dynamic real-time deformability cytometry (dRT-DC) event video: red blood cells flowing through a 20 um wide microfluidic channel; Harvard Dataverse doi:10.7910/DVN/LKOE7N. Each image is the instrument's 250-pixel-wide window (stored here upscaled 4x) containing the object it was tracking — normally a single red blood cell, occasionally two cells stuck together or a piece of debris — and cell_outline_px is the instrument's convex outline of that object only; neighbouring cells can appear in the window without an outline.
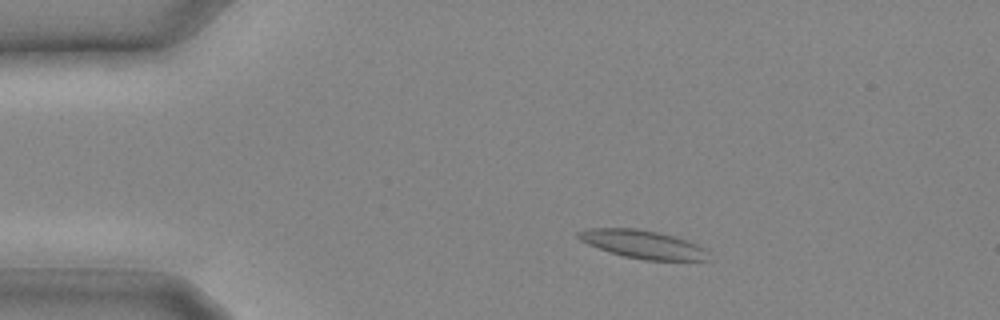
{"species": "common noctule bat (a hibernating species)", "species_latin": "Nyctalus noctula", "temperature_condition": "cold", "stored_images_in_passage": 14, "camera_frame_rate_fps": 3000, "um_per_image_px": 0.085, "animal": {"sex": "male", "body_mass_g": 20.4}, "frame": {"image": 1, "passage_image": 5, "time_ms": 1.333, "image_size_px": [1000, 320], "cell_outline_px": [[708, 260], [644, 260], [624, 256], [588, 244], [580, 240], [576, 236], [576, 232], [588, 228], [636, 228], [660, 232], [676, 236], [696, 244], [704, 248], [708, 252]], "centroid_in_image_um": [54.64, 20.75], "position_along_channel_um": 30.4, "area_um2": 21.33}}
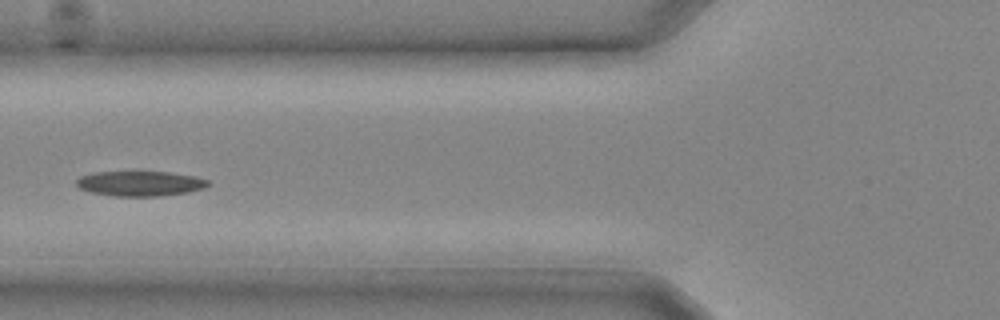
{"frame": {"image": 2, "passage_image": 11, "time_ms": 3.333, "image_size_px": [1000, 320], "cell_outline_px": [[212, 184], [204, 188], [188, 192], [160, 196], [112, 196], [92, 192], [80, 188], [76, 184], [76, 180], [80, 176], [92, 172], [172, 172], [196, 176], [208, 180]], "centroid_in_image_um": [11.94, 15.59], "position_along_channel_um": 113.9, "area_um2": 19.31}}
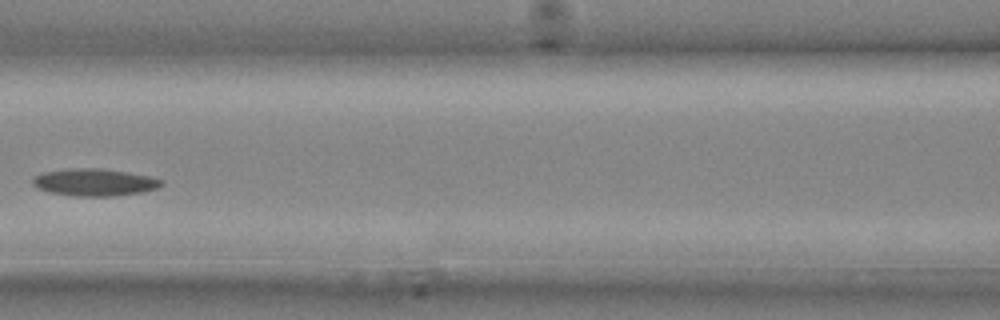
{"frame": {"image": 3, "passage_image": 13, "time_ms": 4.0, "image_size_px": [1000, 320], "cell_outline_px": [[164, 184], [156, 188], [140, 192], [112, 196], [72, 196], [48, 192], [32, 184], [32, 180], [36, 176], [44, 172], [68, 168], [104, 168], [128, 172], [148, 176], [164, 180]], "centroid_in_image_um": [8.03, 15.49], "position_along_channel_um": 158.6, "area_um2": 20.4}}